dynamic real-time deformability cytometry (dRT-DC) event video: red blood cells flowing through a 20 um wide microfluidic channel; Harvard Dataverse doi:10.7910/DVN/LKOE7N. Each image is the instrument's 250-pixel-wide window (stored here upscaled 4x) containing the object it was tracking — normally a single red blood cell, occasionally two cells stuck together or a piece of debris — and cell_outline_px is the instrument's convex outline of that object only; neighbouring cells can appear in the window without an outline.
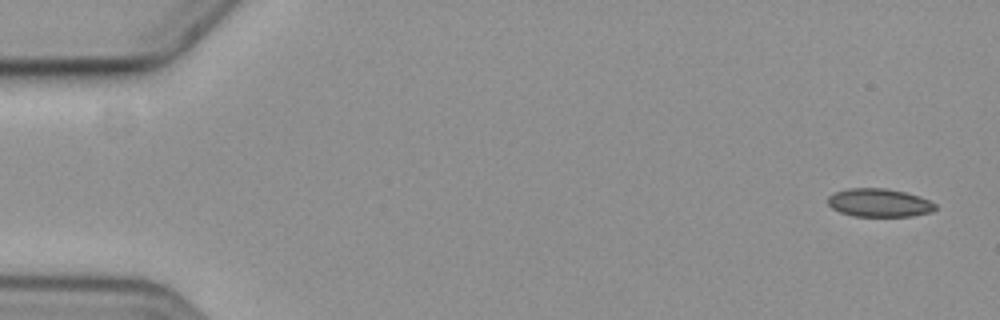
{"species": "common noctule bat (a hibernating species)", "species_latin": "Nyctalus noctula", "temperature_condition": "cold", "stored_images_in_passage": 5, "camera_frame_rate_fps": 3000, "um_per_image_px": 0.085, "animal": {"sex": "female", "body_mass_g": 19.3, "forearm_length_mm": 54.1}, "frame": {"image": 1, "passage_image": 1, "time_ms": 0.0, "image_size_px": [1000, 320], "cell_outline_px": [[936, 208], [932, 212], [912, 216], [856, 216], [840, 212], [832, 208], [828, 204], [828, 196], [836, 192], [848, 188], [888, 188], [920, 196], [936, 204]], "centroid_in_image_um": [74.74, 17.23], "position_along_channel_um": 10.3, "area_um2": 17.69}}
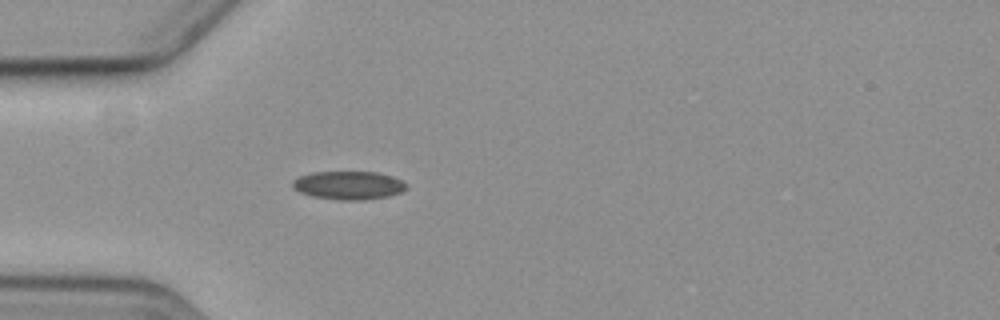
{"frame": {"image": 2, "passage_image": 5, "time_ms": 5.0, "image_size_px": [1000, 320], "cell_outline_px": [[408, 188], [400, 192], [388, 196], [364, 200], [340, 200], [312, 196], [300, 192], [292, 188], [292, 180], [300, 176], [312, 172], [376, 172], [392, 176], [408, 184]], "centroid_in_image_um": [29.62, 15.75], "position_along_channel_um": 55.4, "area_um2": 18.84}}